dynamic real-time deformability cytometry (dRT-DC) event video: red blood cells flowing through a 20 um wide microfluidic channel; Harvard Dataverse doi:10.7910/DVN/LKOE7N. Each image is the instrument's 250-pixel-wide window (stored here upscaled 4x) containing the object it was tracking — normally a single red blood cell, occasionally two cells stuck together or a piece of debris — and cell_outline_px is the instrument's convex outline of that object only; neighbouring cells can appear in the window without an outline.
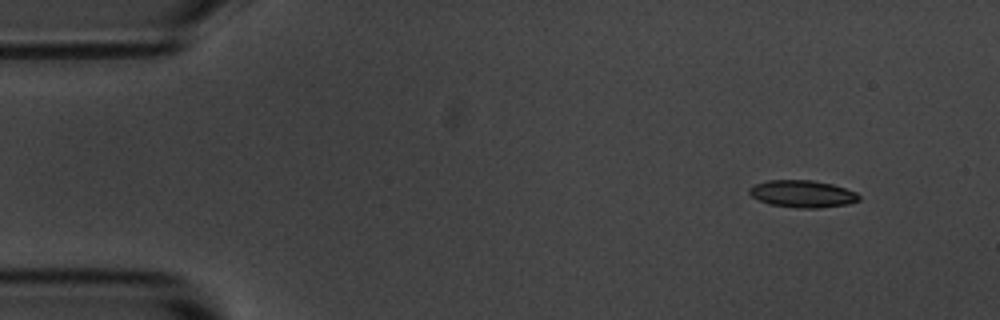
{"species": "common noctule bat (a hibernating species)", "species_latin": "Nyctalus noctula", "temperature_condition": "room temperature", "stored_images_in_passage": 5, "segment_of_instrument_passage": [1, 2], "camera_frame_rate_fps": 3000, "um_per_image_px": 0.085, "animal": {"sex": "male", "body_mass_g": 20.1, "forearm_length_mm": 53.5}, "frame": {"image": 1, "passage_image": 1, "time_ms": 0.0, "image_size_px": [1000, 320], "cell_outline_px": [[860, 200], [848, 204], [820, 208], [796, 208], [768, 204], [752, 196], [748, 192], [748, 188], [752, 184], [768, 180], [812, 180], [832, 184], [856, 192], [860, 196]], "centroid_in_image_um": [68.19, 16.48], "position_along_channel_um": 16.8, "area_um2": 17.51}}
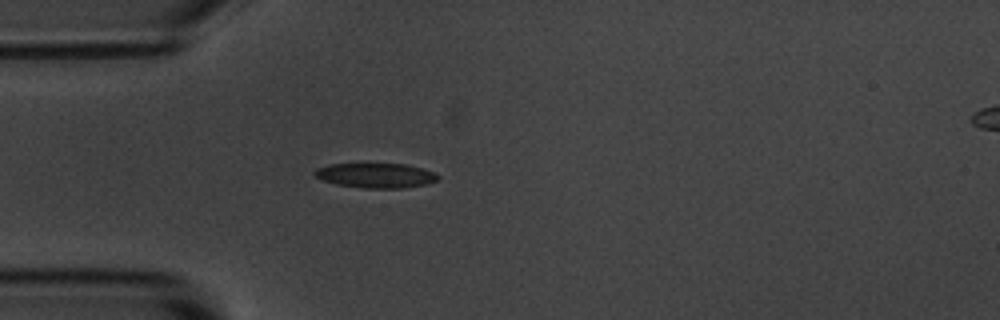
{"frame": {"image": 2, "passage_image": 4, "time_ms": 3.333, "image_size_px": [1000, 320], "cell_outline_px": [[440, 176], [436, 180], [428, 184], [404, 188], [364, 188], [336, 184], [320, 180], [312, 172], [316, 168], [328, 164], [404, 164], [420, 168], [432, 172]], "centroid_in_image_um": [31.89, 14.92], "position_along_channel_um": 53.1, "area_um2": 17.74}}